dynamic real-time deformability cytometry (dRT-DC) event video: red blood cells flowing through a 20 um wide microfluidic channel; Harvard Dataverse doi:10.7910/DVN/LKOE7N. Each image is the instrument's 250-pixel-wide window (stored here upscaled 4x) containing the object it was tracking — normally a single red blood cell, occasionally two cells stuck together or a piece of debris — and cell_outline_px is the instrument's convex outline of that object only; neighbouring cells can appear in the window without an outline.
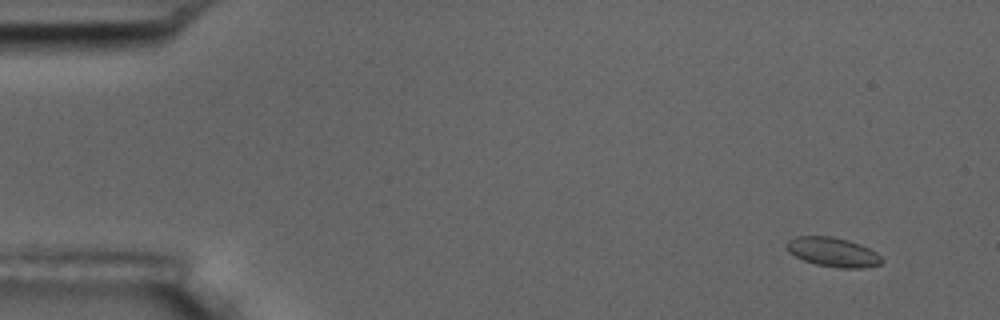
{"species": "common noctule bat (a hibernating species)", "species_latin": "Nyctalus noctula", "temperature_condition": "room temperature", "stored_images_in_passage": 57, "camera_frame_rate_fps": 3000, "um_per_image_px": 0.085, "animal": {"sex": "male", "body_mass_g": 17.5, "forearm_length_mm": 52.3}, "frame": {"image": 1, "passage_image": 4, "time_ms": 1.0, "image_size_px": [1000, 320], "cell_outline_px": [[884, 260], [880, 264], [868, 268], [836, 268], [816, 264], [804, 260], [788, 252], [788, 240], [796, 236], [832, 236], [848, 240], [860, 244], [876, 252]], "centroid_in_image_um": [70.83, 21.43], "position_along_channel_um": 14.2, "area_um2": 16.24}}
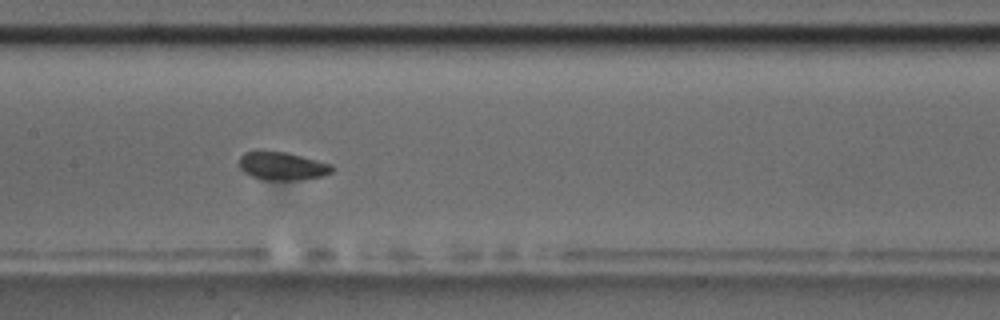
{"frame": {"image": 2, "passage_image": 28, "time_ms": 9.0, "image_size_px": [1000, 320], "cell_outline_px": [[332, 172], [320, 176], [300, 180], [264, 180], [252, 176], [244, 172], [240, 168], [240, 156], [244, 152], [260, 148], [288, 152], [332, 164]], "centroid_in_image_um": [23.94, 14.07], "position_along_channel_um": 183.5, "area_um2": 15.66}}
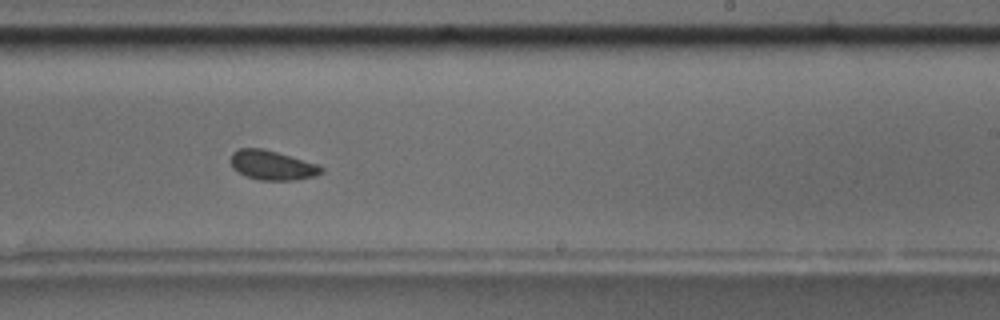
{"frame": {"image": 3, "passage_image": 35, "time_ms": 11.333, "image_size_px": [1000, 320], "cell_outline_px": [[324, 172], [316, 176], [292, 180], [260, 180], [236, 172], [232, 168], [232, 152], [240, 148], [260, 148], [276, 152], [320, 164], [324, 168]], "centroid_in_image_um": [23.18, 14.05], "position_along_channel_um": 265.8, "area_um2": 15.55}, "authors_computed_cell_mechanics": {"area_um2": 15.7794, "velocity_mm_per_s": 3.5391, "shape_relaxation_time_tau1_ms": 4.5844, "shape_relaxation_time_tau2_ms": 4.0345, "deformation_change_tau1": 0.0364, "deformation_change_tau2": 0.076}}